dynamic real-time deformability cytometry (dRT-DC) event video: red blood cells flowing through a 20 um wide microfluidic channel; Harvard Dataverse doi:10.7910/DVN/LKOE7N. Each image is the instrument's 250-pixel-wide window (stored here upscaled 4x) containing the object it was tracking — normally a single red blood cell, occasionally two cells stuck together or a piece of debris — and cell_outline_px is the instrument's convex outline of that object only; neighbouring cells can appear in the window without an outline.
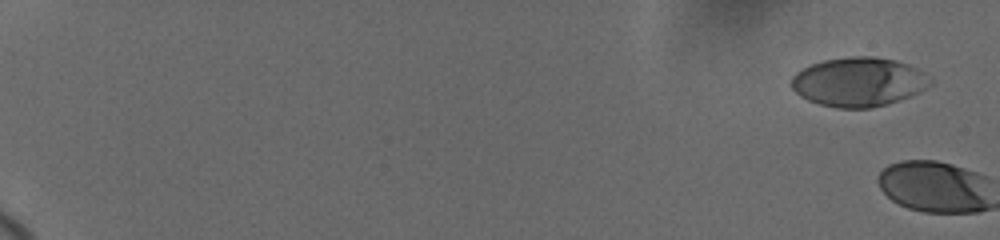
{"species": "human", "species_latin": "Homo sapiens", "temperature_condition": "cold", "stored_images_in_passage": 2, "camera_frame_rate_fps": 3000, "um_per_image_px": 0.085, "donor": {"sex": "female"}, "frame": {"image": 1, "passage_image": 1, "time_ms": 0.0, "image_size_px": [1000, 240], "cell_outline_px": [[932, 84], [908, 96], [888, 104], [868, 108], [836, 108], [820, 104], [808, 100], [800, 96], [792, 88], [792, 76], [796, 72], [812, 64], [824, 60], [848, 56], [872, 56], [896, 60], [916, 68], [932, 80]], "centroid_in_image_um": [72.95, 6.96], "position_along_channel_um": 12.0, "area_um2": 39.42}}